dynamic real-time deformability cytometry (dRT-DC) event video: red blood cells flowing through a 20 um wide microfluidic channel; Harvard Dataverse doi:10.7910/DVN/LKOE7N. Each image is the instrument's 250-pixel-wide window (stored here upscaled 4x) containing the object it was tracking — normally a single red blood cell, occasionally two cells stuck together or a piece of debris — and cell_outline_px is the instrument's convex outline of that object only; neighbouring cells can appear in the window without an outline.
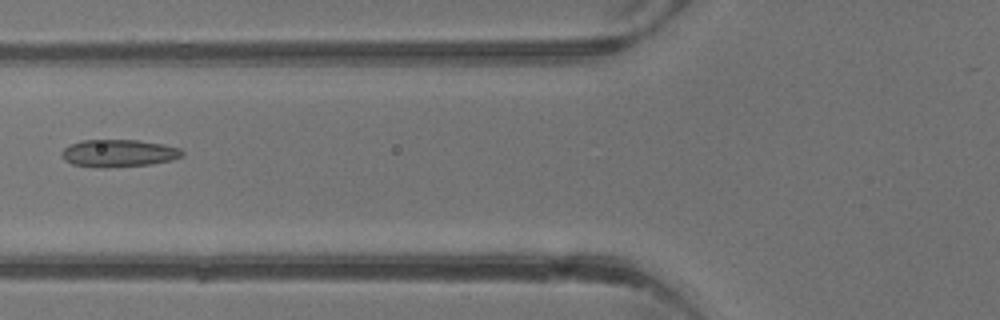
{"species": "common noctule bat (a hibernating species)", "species_latin": "Nyctalus noctula", "temperature_condition": "warm", "stored_images_in_passage": 5, "camera_frame_rate_fps": 3000, "um_per_image_px": 0.085, "animal": {"sex": "male", "body_mass_g": 13.3}, "frame": {"image": 1, "passage_image": 5, "time_ms": 5.0, "image_size_px": [1000, 320], "cell_outline_px": [[184, 156], [172, 160], [152, 164], [108, 168], [96, 168], [72, 164], [64, 160], [60, 156], [60, 152], [64, 148], [80, 140], [140, 140], [164, 144], [180, 148], [184, 152]], "centroid_in_image_um": [10.08, 13.03], "position_along_channel_um": 115.7, "area_um2": 19.65}}